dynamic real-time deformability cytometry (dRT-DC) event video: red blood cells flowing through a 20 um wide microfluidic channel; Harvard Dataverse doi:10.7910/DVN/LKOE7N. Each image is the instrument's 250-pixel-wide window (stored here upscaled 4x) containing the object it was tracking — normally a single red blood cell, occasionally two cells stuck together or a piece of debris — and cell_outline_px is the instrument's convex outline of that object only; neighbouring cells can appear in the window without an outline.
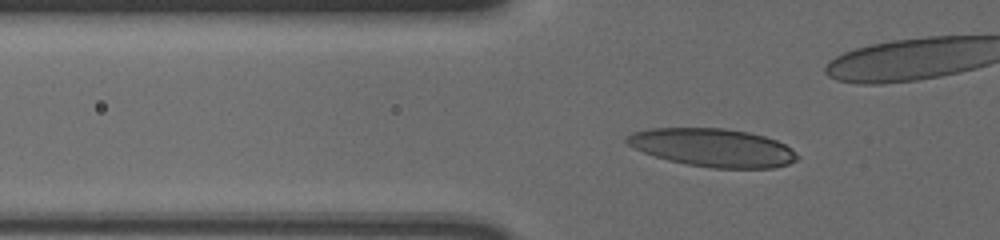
{"species": "human", "species_latin": "Homo sapiens", "temperature_condition": "cold", "stored_images_in_passage": 43, "camera_frame_rate_fps": 3000, "um_per_image_px": 0.085, "donor": {"sex": "male"}, "frame": {"image": 1, "passage_image": 13, "time_ms": 4.0, "image_size_px": [1000, 240], "cell_outline_px": [[800, 160], [788, 164], [772, 168], [712, 168], [688, 164], [668, 160], [632, 148], [624, 140], [632, 132], [652, 128], [724, 128], [748, 132], [764, 136], [776, 140], [792, 148], [800, 156]], "centroid_in_image_um": [60.62, 12.55], "position_along_channel_um": 65.2, "area_um2": 37.97}}
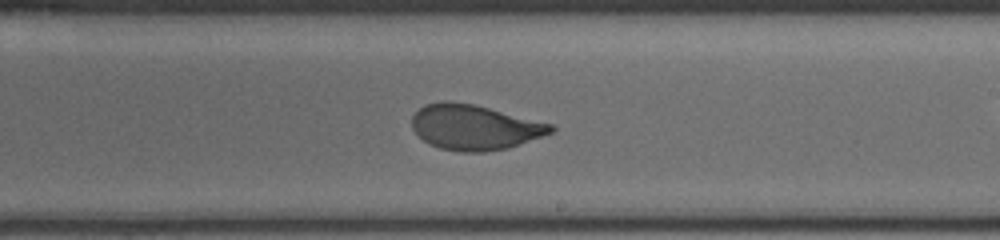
{"frame": {"image": 2, "passage_image": 29, "time_ms": 9.333, "image_size_px": [1000, 240], "cell_outline_px": [[556, 128], [552, 132], [520, 144], [508, 148], [484, 152], [460, 152], [440, 148], [428, 144], [412, 128], [412, 116], [424, 104], [444, 100], [448, 100], [472, 104], [552, 124]], "centroid_in_image_um": [40.3, 10.82], "position_along_channel_um": 248.7, "area_um2": 36.36}}
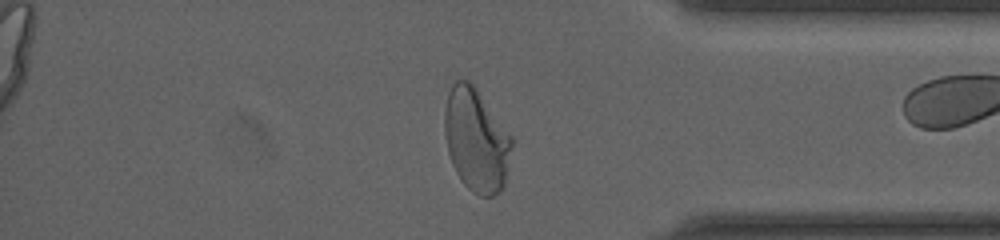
{"frame": {"image": 3, "passage_image": 42, "time_ms": 13.667, "image_size_px": [1000, 240], "cell_outline_px": [[512, 148], [504, 184], [492, 196], [480, 196], [472, 192], [460, 180], [452, 164], [448, 152], [444, 132], [444, 112], [448, 92], [452, 84], [456, 80], [468, 80], [472, 84], [512, 136]], "centroid_in_image_um": [40.45, 11.91], "position_along_channel_um": 394.7, "area_um2": 40.06}}